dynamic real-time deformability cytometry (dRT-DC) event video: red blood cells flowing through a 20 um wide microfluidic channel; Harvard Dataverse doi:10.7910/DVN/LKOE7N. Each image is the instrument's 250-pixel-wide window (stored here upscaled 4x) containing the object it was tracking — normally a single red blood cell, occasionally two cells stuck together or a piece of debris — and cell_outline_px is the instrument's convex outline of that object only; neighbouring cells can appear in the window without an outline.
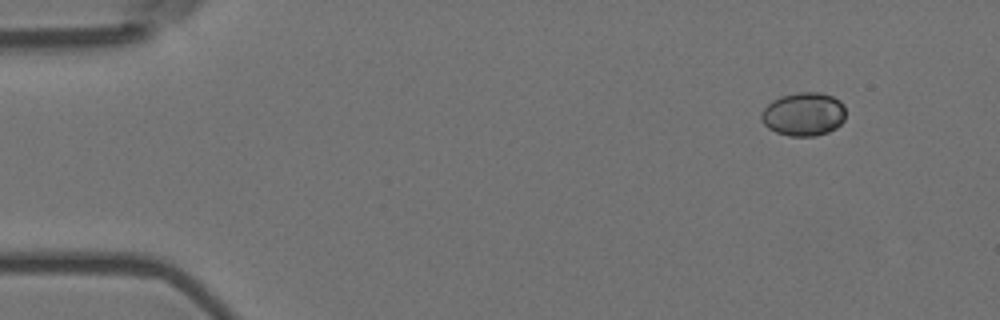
{"species": "Egyptian fruit bat (a non-hibernating species)", "species_latin": "Rousettus aegyptiacus", "temperature_condition": "room temperature", "stored_images_in_passage": 5, "camera_frame_rate_fps": 3000, "um_per_image_px": 0.085, "animal": {"sex": "female"}, "frame": {"image": 1, "passage_image": 1, "time_ms": 0.0, "image_size_px": [1000, 320], "cell_outline_px": [[844, 120], [836, 128], [828, 132], [816, 136], [788, 136], [776, 132], [768, 128], [764, 124], [760, 116], [764, 108], [772, 100], [780, 96], [800, 92], [820, 92], [832, 96], [840, 100], [844, 104]], "centroid_in_image_um": [68.31, 9.7], "position_along_channel_um": 16.7, "area_um2": 21.5}}
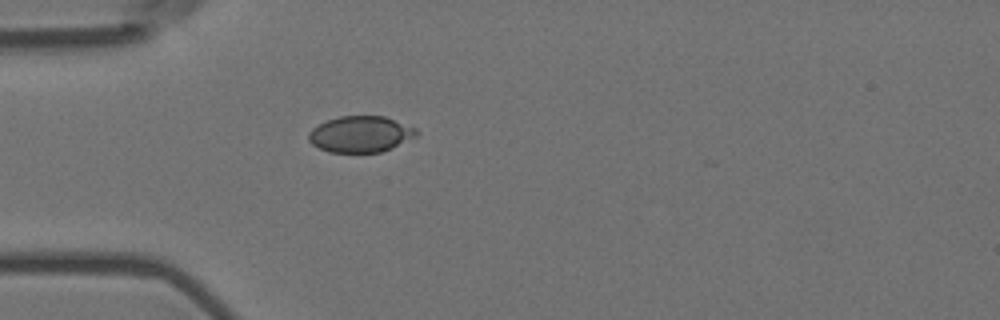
{"frame": {"image": 2, "passage_image": 4, "time_ms": 1.0, "image_size_px": [1000, 320], "cell_outline_px": [[420, 132], [416, 136], [392, 148], [380, 152], [328, 152], [312, 144], [308, 140], [308, 132], [312, 128], [328, 120], [340, 116], [384, 116], [416, 128]], "centroid_in_image_um": [30.65, 11.4], "position_along_channel_um": 54.4, "area_um2": 22.66}}